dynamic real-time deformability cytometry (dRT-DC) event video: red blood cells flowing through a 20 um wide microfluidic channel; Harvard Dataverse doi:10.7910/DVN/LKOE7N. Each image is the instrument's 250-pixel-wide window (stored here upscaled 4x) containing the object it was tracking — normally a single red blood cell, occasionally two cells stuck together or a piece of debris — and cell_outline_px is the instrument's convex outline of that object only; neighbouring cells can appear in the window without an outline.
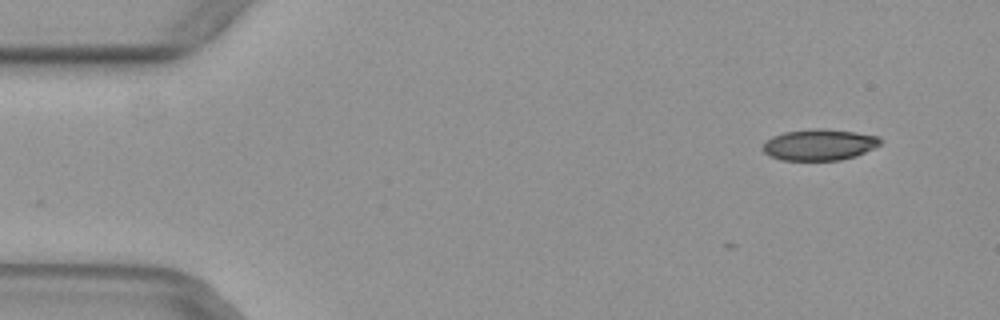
{"species": "common noctule bat (a hibernating species)", "species_latin": "Nyctalus noctula", "temperature_condition": "warm", "stored_images_in_passage": 7, "camera_frame_rate_fps": 3000, "um_per_image_px": 0.085, "animal": {"sex": "female", "body_mass_g": 29.2, "forearm_length_mm": 56.3}, "frame": {"image": 1, "passage_image": 5, "time_ms": 1.333, "image_size_px": [1000, 320], "cell_outline_px": [[880, 144], [856, 156], [840, 160], [780, 160], [768, 156], [764, 152], [764, 144], [772, 136], [784, 132], [816, 128], [820, 128], [856, 132], [880, 136]], "centroid_in_image_um": [69.63, 12.3], "position_along_channel_um": 15.4, "area_um2": 21.27}}